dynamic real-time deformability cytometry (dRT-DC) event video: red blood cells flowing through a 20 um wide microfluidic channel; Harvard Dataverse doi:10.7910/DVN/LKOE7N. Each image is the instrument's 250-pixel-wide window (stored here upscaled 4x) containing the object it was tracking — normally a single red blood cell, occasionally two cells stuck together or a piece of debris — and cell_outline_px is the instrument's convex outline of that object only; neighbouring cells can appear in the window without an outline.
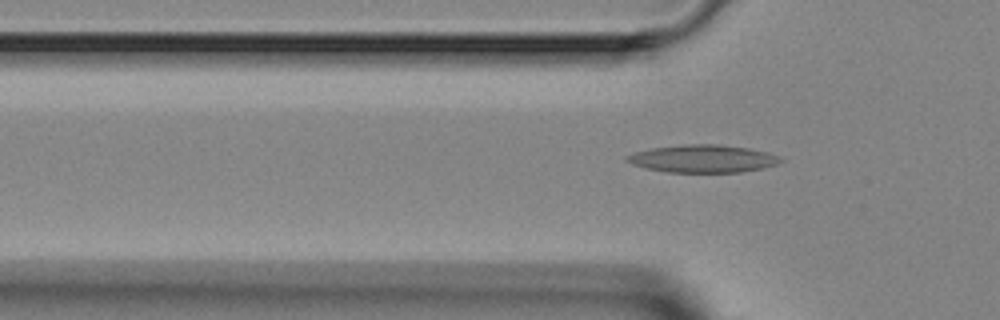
{"species": "Egyptian fruit bat (a non-hibernating species)", "species_latin": "Rousettus aegyptiacus", "temperature_condition": "room temperature", "stored_images_in_passage": 3, "camera_frame_rate_fps": 3000, "um_per_image_px": 0.085, "animal": {"sex": "female"}, "frame": {"image": 1, "passage_image": 3, "time_ms": 2.333, "image_size_px": [1000, 320], "cell_outline_px": [[784, 160], [776, 164], [764, 168], [740, 172], [668, 172], [648, 168], [632, 164], [624, 160], [624, 156], [632, 152], [652, 148], [684, 144], [716, 144], [748, 148], [768, 152], [780, 156]], "centroid_in_image_um": [59.73, 13.48], "position_along_channel_um": 66.1, "area_um2": 24.85}}